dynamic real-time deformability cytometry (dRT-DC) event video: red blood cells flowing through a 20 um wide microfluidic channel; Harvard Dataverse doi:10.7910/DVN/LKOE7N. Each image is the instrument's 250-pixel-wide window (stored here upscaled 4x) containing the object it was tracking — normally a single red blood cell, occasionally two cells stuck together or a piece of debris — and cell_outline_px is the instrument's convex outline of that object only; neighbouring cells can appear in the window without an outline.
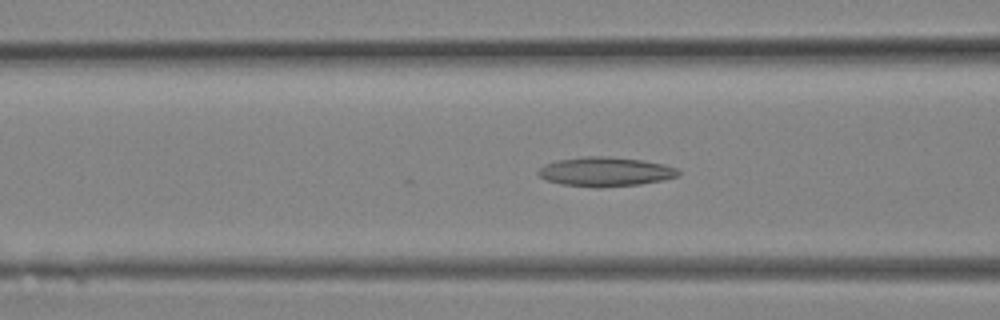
{"species": "Egyptian fruit bat (a non-hibernating species)", "species_latin": "Rousettus aegyptiacus", "temperature_condition": "room temperature", "stored_images_in_passage": 4, "camera_frame_rate_fps": 3000, "um_per_image_px": 0.085, "animal": {"sex": "female"}, "frame": {"image": 1, "passage_image": 3, "time_ms": 0.667, "image_size_px": [1000, 320], "cell_outline_px": [[680, 176], [664, 180], [640, 184], [600, 188], [596, 188], [560, 184], [548, 180], [540, 176], [536, 172], [544, 164], [556, 160], [584, 156], [608, 156], [640, 160], [664, 164], [676, 168], [680, 172]], "centroid_in_image_um": [51.45, 14.6], "position_along_channel_um": 115.1, "area_um2": 24.1}}